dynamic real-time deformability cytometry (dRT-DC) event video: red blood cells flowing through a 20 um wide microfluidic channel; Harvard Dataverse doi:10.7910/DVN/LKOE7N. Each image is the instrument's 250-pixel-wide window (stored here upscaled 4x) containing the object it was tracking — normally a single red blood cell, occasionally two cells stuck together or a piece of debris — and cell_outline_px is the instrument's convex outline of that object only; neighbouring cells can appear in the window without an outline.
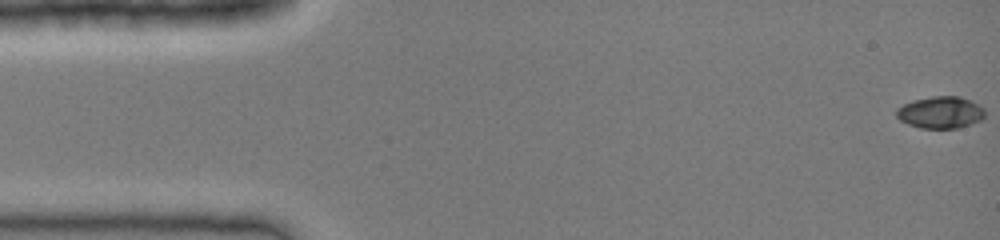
{"species": "common noctule bat (a hibernating species)", "species_latin": "Nyctalus noctula", "temperature_condition": "cold", "stored_images_in_passage": 42, "camera_frame_rate_fps": 3000, "um_per_image_px": 0.085, "animal": {"sex": "female", "body_mass_g": 19.0, "forearm_length_mm": 51.5}, "frame": {"image": 1, "passage_image": 1, "time_ms": 0.0, "image_size_px": [1000, 240], "cell_outline_px": [[984, 116], [980, 120], [956, 128], [920, 128], [908, 124], [900, 120], [896, 116], [896, 108], [912, 100], [932, 96], [960, 96], [984, 108]], "centroid_in_image_um": [79.89, 9.55], "position_along_channel_um": 5.1, "area_um2": 16.3}}
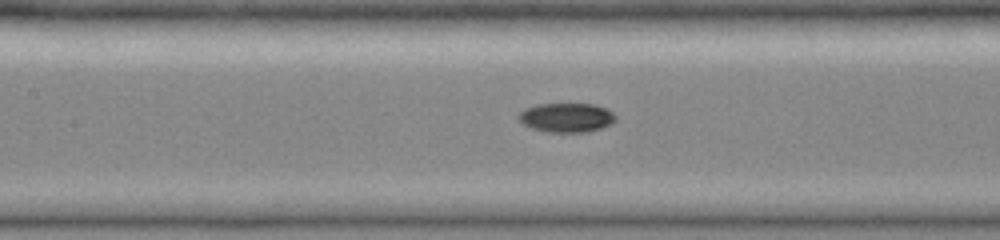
{"frame": {"image": 2, "passage_image": 19, "time_ms": 6.0, "image_size_px": [1000, 240], "cell_outline_px": [[616, 120], [612, 124], [588, 132], [548, 132], [532, 128], [524, 124], [520, 120], [520, 112], [524, 108], [536, 104], [592, 104], [608, 108], [616, 116]], "centroid_in_image_um": [48.19, 9.99], "position_along_channel_um": 159.2, "area_um2": 16.53}}
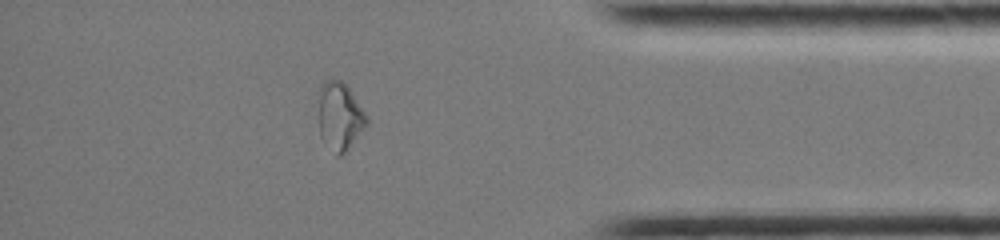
{"frame": {"image": 3, "passage_image": 36, "time_ms": 11.667, "image_size_px": [1000, 240], "cell_outline_px": [[368, 124], [344, 152], [340, 156], [336, 156], [324, 144], [320, 136], [316, 92], [320, 84], [324, 80], [340, 80], [348, 88], [368, 116]], "centroid_in_image_um": [28.81, 9.87], "position_along_channel_um": 406.4, "area_um2": 19.48}}